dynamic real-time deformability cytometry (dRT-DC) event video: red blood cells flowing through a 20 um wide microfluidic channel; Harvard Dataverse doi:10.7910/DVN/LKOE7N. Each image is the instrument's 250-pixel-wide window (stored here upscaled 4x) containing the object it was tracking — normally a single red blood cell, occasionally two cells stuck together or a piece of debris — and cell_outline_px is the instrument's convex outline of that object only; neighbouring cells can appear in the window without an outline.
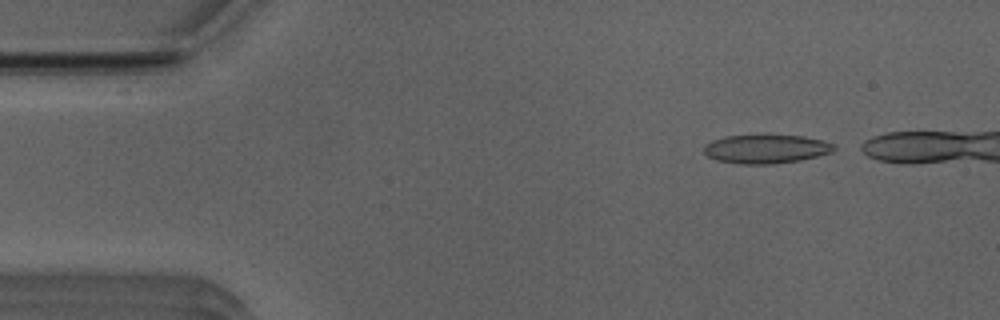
{"species": "Egyptian fruit bat (a non-hibernating species)", "species_latin": "Rousettus aegyptiacus", "temperature_condition": "room temperature", "stored_images_in_passage": 37, "camera_frame_rate_fps": 3000, "um_per_image_px": 0.085, "animal": {"sex": "male"}, "frame": {"image": 1, "passage_image": 1, "time_ms": 0.0, "image_size_px": [1000, 320], "cell_outline_px": [[836, 148], [832, 152], [800, 160], [772, 164], [740, 164], [716, 160], [708, 156], [704, 152], [704, 144], [712, 140], [724, 136], [804, 136], [824, 140], [832, 144]], "centroid_in_image_um": [65.09, 12.67], "position_along_channel_um": 19.9, "area_um2": 21.62}}
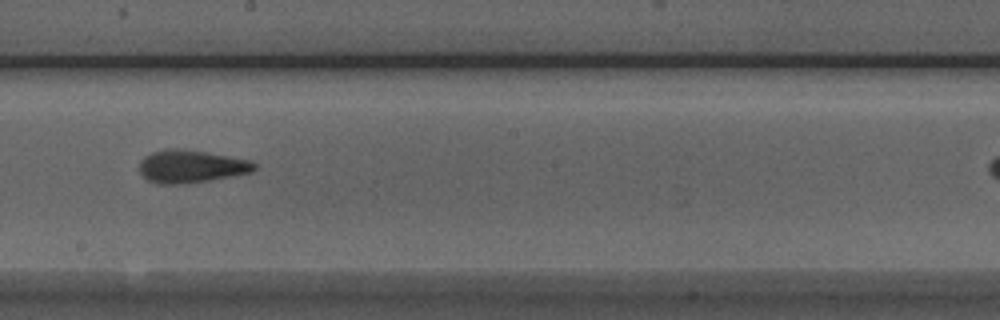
{"frame": {"image": 2, "passage_image": 23, "time_ms": 7.333, "image_size_px": [1000, 320], "cell_outline_px": [[256, 168], [252, 172], [208, 180], [176, 184], [160, 184], [148, 180], [140, 172], [140, 160], [144, 156], [152, 152], [168, 148], [184, 148], [252, 160], [256, 164]], "centroid_in_image_um": [16.24, 14.12], "position_along_channel_um": 232.0, "area_um2": 21.91}}
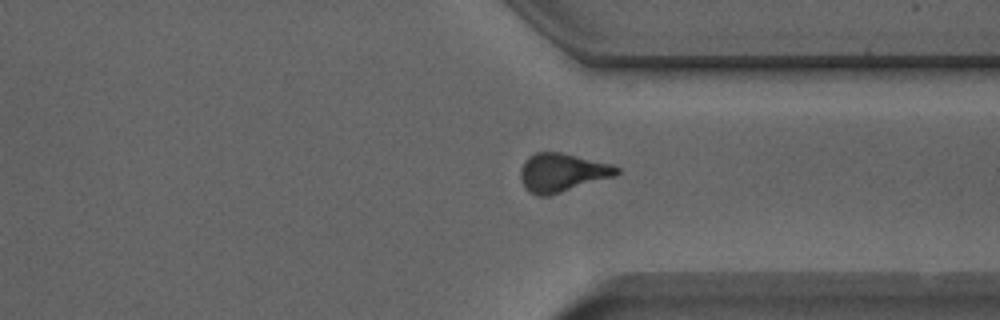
{"frame": {"image": 3, "passage_image": 33, "time_ms": 10.667, "image_size_px": [1000, 320], "cell_outline_px": [[620, 172], [616, 176], [548, 196], [540, 196], [532, 192], [524, 184], [520, 176], [520, 168], [528, 156], [536, 152], [560, 152], [612, 164], [620, 168]], "centroid_in_image_um": [47.81, 14.65], "position_along_channel_um": 363.6, "area_um2": 21.44}}